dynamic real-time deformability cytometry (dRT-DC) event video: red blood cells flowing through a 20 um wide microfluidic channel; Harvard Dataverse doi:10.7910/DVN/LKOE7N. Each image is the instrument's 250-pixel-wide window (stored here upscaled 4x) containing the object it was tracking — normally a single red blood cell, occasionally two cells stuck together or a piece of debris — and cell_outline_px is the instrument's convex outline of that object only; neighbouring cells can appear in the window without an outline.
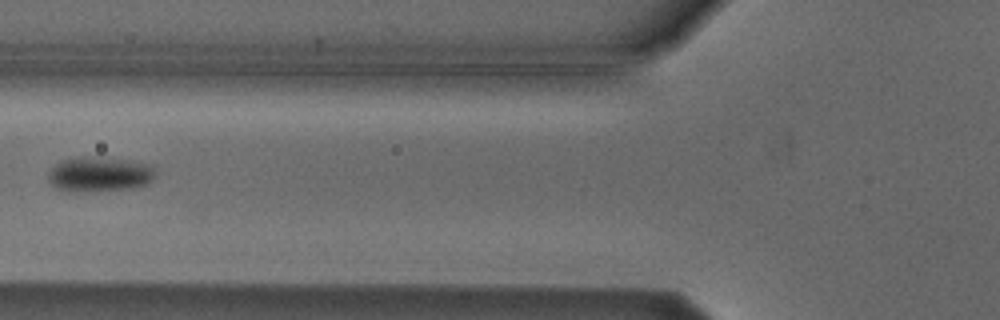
{"species": "Egyptian fruit bat (a non-hibernating species)", "species_latin": "Rousettus aegyptiacus", "temperature_condition": "cold", "stored_images_in_passage": 6, "segment_of_instrument_passage": [2, 2], "camera_frame_rate_fps": 3000, "um_per_image_px": 0.085, "animal": {"sex": "male"}, "frame": {"image": 1, "passage_image": 6, "time_ms": 6.0, "image_size_px": [1000, 320], "cell_outline_px": [[152, 180], [148, 184], [132, 188], [72, 192], [68, 192], [56, 188], [48, 180], [48, 172], [56, 164], [64, 160], [128, 160], [152, 164]], "centroid_in_image_um": [8.45, 14.88], "position_along_channel_um": 117.3, "area_um2": 20.63}}